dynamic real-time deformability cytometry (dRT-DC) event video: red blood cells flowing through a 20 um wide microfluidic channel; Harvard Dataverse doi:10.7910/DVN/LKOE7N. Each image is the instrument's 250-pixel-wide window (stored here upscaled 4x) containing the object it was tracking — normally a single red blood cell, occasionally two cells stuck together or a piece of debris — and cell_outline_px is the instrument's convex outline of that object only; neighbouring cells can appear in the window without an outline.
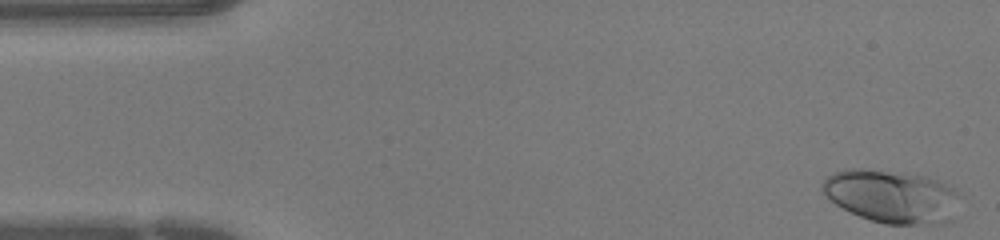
{"species": "human", "species_latin": "Homo sapiens", "temperature_condition": "warm", "stored_images_in_passage": 43, "camera_frame_rate_fps": 3000, "um_per_image_px": 0.085, "donor": {"sex": "female"}, "frame": {"image": 1, "passage_image": 1, "time_ms": 0.0, "image_size_px": [1000, 240], "cell_outline_px": [[956, 192], [952, 220], [944, 224], [884, 224], [860, 216], [836, 204], [824, 192], [820, 184], [828, 176], [836, 172], [848, 168], [860, 168], [924, 176], [936, 180], [952, 188]], "centroid_in_image_um": [75.76, 16.7], "position_along_channel_um": 9.2, "area_um2": 41.56}}
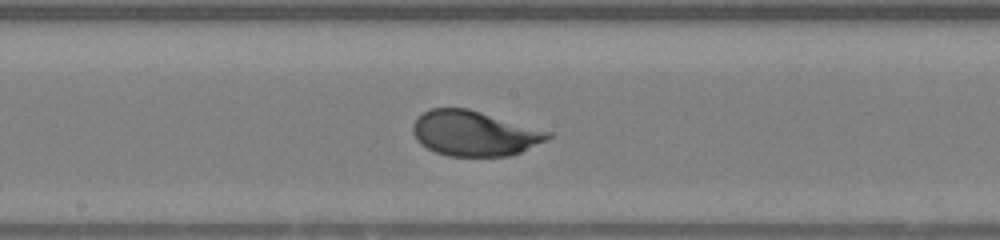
{"frame": {"image": 2, "passage_image": 22, "time_ms": 7.0, "image_size_px": [1000, 240], "cell_outline_px": [[552, 136], [520, 152], [508, 156], [448, 156], [436, 152], [420, 144], [416, 140], [412, 132], [412, 124], [416, 116], [432, 108], [468, 108], [552, 132]], "centroid_in_image_um": [40.26, 11.33], "position_along_channel_um": 207.9, "area_um2": 35.43}}
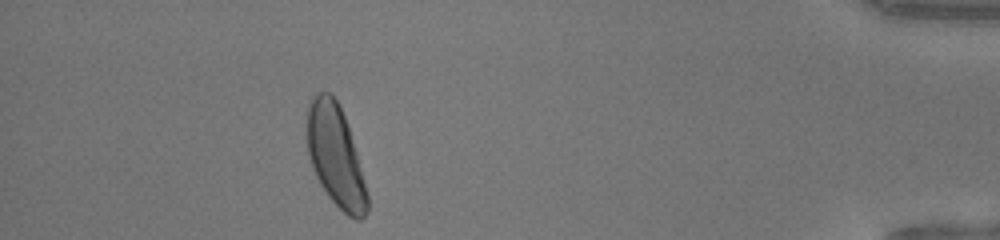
{"frame": {"image": 3, "passage_image": 39, "time_ms": 12.667, "image_size_px": [1000, 240], "cell_outline_px": [[368, 212], [360, 220], [356, 220], [348, 216], [328, 196], [320, 184], [312, 168], [308, 156], [304, 124], [308, 104], [312, 96], [316, 92], [328, 92], [336, 100], [344, 116], [356, 152], [368, 196]], "centroid_in_image_um": [28.46, 13.23], "position_along_channel_um": 406.7, "area_um2": 35.72}}